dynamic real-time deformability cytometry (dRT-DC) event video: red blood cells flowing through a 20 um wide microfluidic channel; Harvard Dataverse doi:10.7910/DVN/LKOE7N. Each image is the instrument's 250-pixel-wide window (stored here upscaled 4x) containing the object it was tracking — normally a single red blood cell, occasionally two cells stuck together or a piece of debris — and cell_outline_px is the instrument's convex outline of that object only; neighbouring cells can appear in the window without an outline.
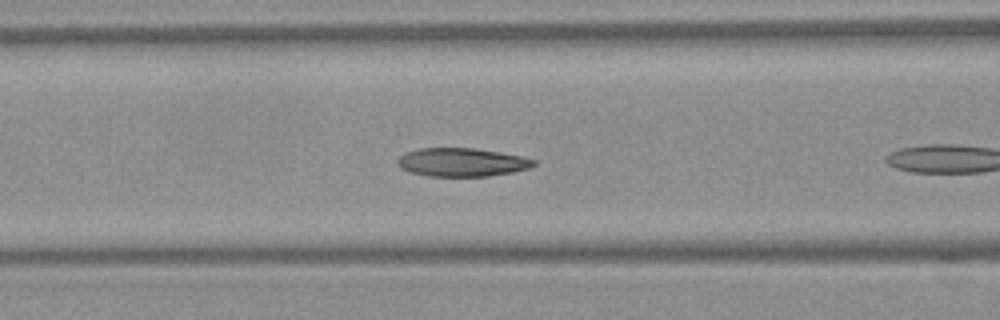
{"species": "Egyptian fruit bat (a non-hibernating species)", "species_latin": "Rousettus aegyptiacus", "temperature_condition": "warm", "stored_images_in_passage": 8, "camera_frame_rate_fps": 3000, "um_per_image_px": 0.085, "frame": {"image": 1, "passage_image": 7, "time_ms": 2.0, "image_size_px": [1000, 320], "cell_outline_px": [[536, 164], [528, 168], [512, 172], [488, 176], [428, 176], [412, 172], [400, 168], [396, 164], [396, 160], [404, 152], [420, 148], [476, 148], [524, 156], [536, 160]], "centroid_in_image_um": [39.25, 13.78], "position_along_channel_um": 127.4, "area_um2": 22.72}}